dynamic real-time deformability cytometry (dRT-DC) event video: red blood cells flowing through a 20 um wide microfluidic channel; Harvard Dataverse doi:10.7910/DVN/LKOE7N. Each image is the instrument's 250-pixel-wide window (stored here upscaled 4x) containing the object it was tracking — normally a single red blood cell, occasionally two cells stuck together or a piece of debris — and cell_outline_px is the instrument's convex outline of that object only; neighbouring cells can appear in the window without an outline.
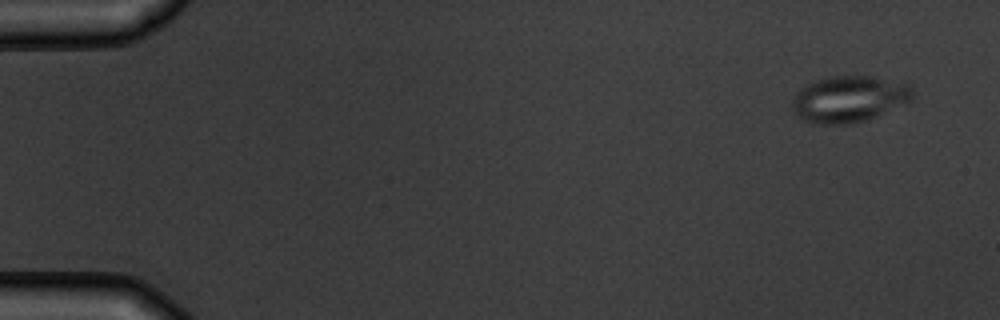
{"species": "common noctule bat (a hibernating species)", "species_latin": "Nyctalus noctula", "temperature_condition": "warm", "stored_images_in_passage": 5, "camera_frame_rate_fps": 3000, "um_per_image_px": 0.085, "animal": {"sex": "male", "body_mass_g": 19.5, "forearm_length_mm": 54.6}, "frame": {"image": 1, "passage_image": 1, "time_ms": 0.0, "image_size_px": [1000, 320], "cell_outline_px": [[912, 100], [876, 116], [864, 120], [844, 124], [816, 124], [804, 120], [792, 112], [792, 96], [800, 88], [812, 80], [828, 76], [876, 76], [912, 84]], "centroid_in_image_um": [72.14, 8.39], "position_along_channel_um": 12.9, "area_um2": 32.89}}